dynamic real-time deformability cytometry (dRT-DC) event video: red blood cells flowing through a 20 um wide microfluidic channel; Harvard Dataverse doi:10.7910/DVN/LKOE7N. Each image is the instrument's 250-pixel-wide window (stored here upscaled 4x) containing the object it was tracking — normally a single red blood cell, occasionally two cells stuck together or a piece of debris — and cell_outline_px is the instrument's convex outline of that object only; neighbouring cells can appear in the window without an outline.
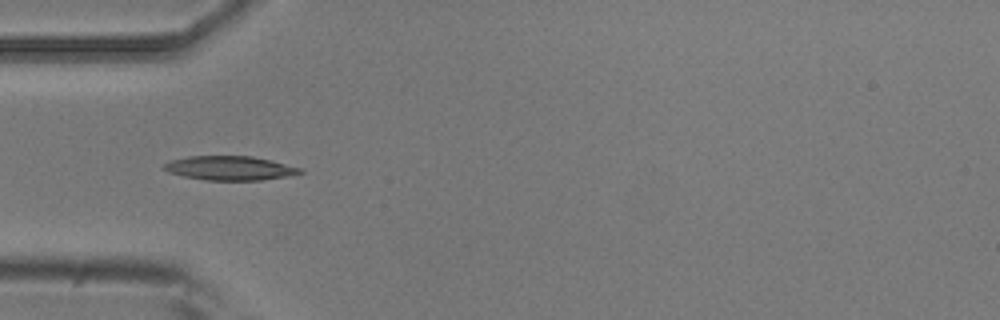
{"species": "common noctule bat (a hibernating species)", "species_latin": "Nyctalus noctula", "temperature_condition": "room temperature", "stored_images_in_passage": 5, "camera_frame_rate_fps": 3000, "um_per_image_px": 0.085, "animal": {"sex": "male", "body_mass_g": 20.5, "forearm_length_mm": 52.5}, "frame": {"image": 1, "passage_image": 2, "time_ms": 0.333, "image_size_px": [1000, 320], "cell_outline_px": [[304, 172], [288, 176], [260, 180], [204, 180], [184, 176], [168, 172], [160, 168], [164, 164], [172, 160], [188, 156], [252, 156], [272, 160], [304, 168]], "centroid_in_image_um": [19.56, 14.28], "position_along_channel_um": 65.4, "area_um2": 19.31}}
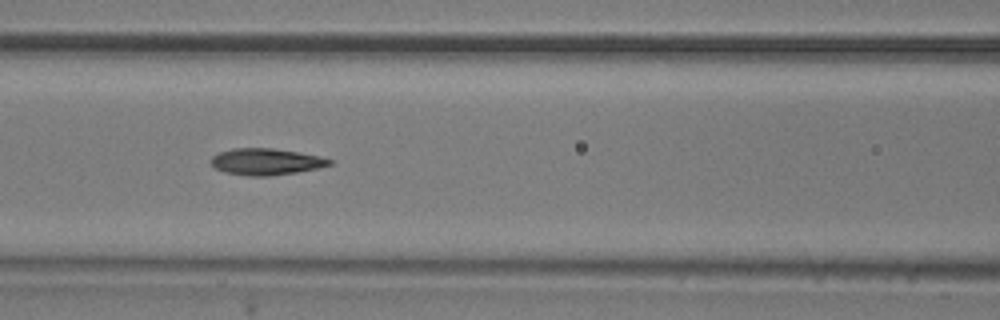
{"frame": {"image": 2, "passage_image": 4, "time_ms": 1.0, "image_size_px": [1000, 320], "cell_outline_px": [[332, 164], [316, 168], [296, 172], [268, 176], [248, 176], [224, 172], [216, 168], [212, 164], [212, 156], [220, 152], [232, 148], [272, 148], [320, 156], [332, 160]], "centroid_in_image_um": [22.59, 13.74], "position_along_channel_um": 144.0, "area_um2": 18.09}}
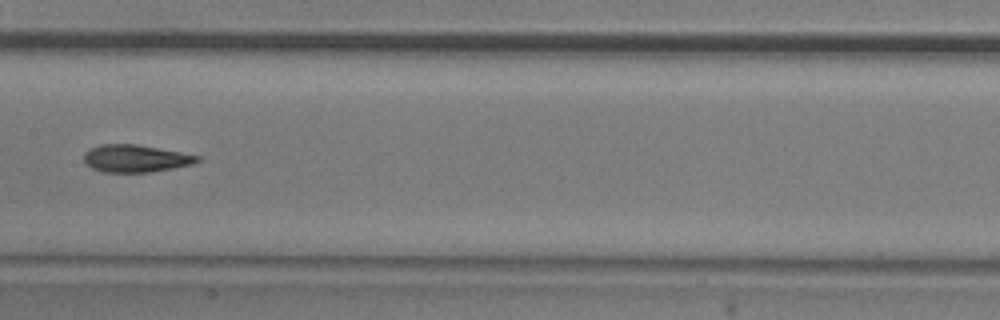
{"frame": {"image": 3, "passage_image": 5, "time_ms": 1.333, "image_size_px": [1000, 320], "cell_outline_px": [[200, 160], [192, 164], [152, 172], [104, 172], [92, 168], [84, 164], [84, 152], [100, 144], [136, 144], [180, 152], [200, 156]], "centroid_in_image_um": [11.49, 13.47], "position_along_channel_um": 195.9, "area_um2": 18.03}}